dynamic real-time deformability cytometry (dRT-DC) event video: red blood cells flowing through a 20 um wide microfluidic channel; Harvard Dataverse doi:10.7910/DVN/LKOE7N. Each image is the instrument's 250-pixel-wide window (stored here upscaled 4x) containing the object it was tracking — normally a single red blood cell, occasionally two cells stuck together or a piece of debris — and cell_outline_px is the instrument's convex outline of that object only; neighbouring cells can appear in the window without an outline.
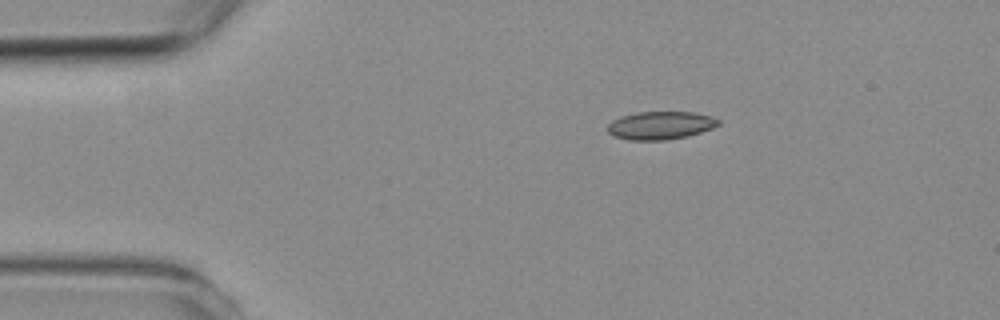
{"species": "common noctule bat (a hibernating species)", "species_latin": "Nyctalus noctula", "temperature_condition": "room temperature", "stored_images_in_passage": 4, "segment_of_instrument_passage": [2, 2], "camera_frame_rate_fps": 3000, "um_per_image_px": 0.085, "animal": {"sex": "female", "body_mass_g": 19.3, "forearm_length_mm": 54.1}, "frame": {"image": 1, "passage_image": 4, "time_ms": 5.0, "image_size_px": [1000, 320], "cell_outline_px": [[720, 124], [712, 128], [688, 136], [664, 140], [628, 140], [612, 136], [608, 132], [608, 124], [612, 120], [620, 116], [636, 112], [692, 112], [712, 116], [720, 120]], "centroid_in_image_um": [56.12, 10.66], "position_along_channel_um": 28.9, "area_um2": 18.21}}